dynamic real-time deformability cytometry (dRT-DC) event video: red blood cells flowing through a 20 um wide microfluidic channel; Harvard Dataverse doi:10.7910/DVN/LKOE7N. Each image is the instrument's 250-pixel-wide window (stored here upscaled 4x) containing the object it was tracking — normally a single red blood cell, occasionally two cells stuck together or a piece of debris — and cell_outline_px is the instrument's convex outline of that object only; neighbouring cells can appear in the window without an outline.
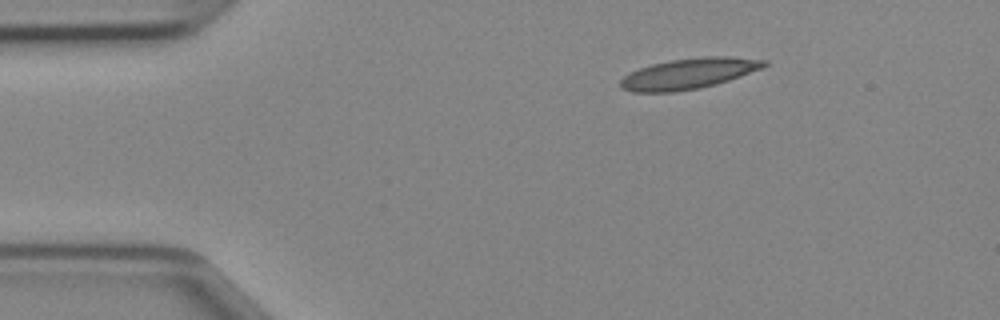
{"species": "Egyptian fruit bat (a non-hibernating species)", "species_latin": "Rousettus aegyptiacus", "temperature_condition": "cold", "stored_images_in_passage": 40, "camera_frame_rate_fps": 3000, "um_per_image_px": 0.085, "animal": {"sex": "female"}, "frame": {"image": 1, "passage_image": 1, "time_ms": 0.0, "image_size_px": [1000, 320], "cell_outline_px": [[768, 64], [764, 68], [716, 84], [700, 88], [672, 92], [632, 92], [620, 88], [620, 80], [628, 72], [652, 64], [672, 60], [700, 56], [728, 56], [768, 60]], "centroid_in_image_um": [58.55, 6.25], "position_along_channel_um": 26.4, "area_um2": 25.84}}
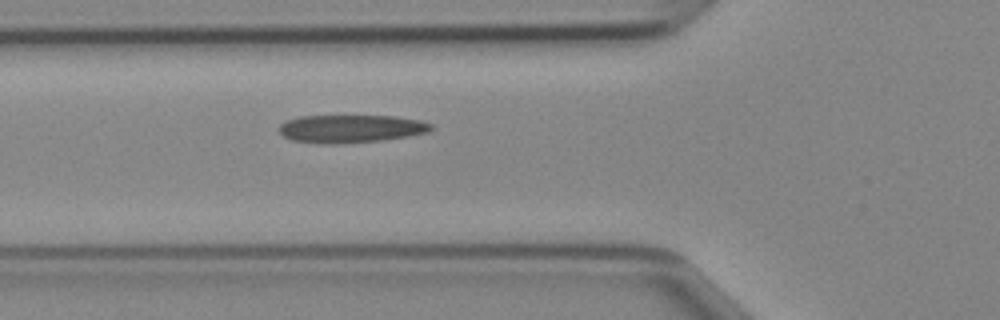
{"frame": {"image": 2, "passage_image": 10, "time_ms": 3.0, "image_size_px": [1000, 320], "cell_outline_px": [[432, 128], [428, 132], [408, 136], [380, 140], [336, 144], [324, 144], [292, 140], [284, 136], [276, 128], [284, 120], [300, 116], [392, 116], [420, 120], [432, 124]], "centroid_in_image_um": [29.76, 10.93], "position_along_channel_um": 96.0, "area_um2": 24.74}}
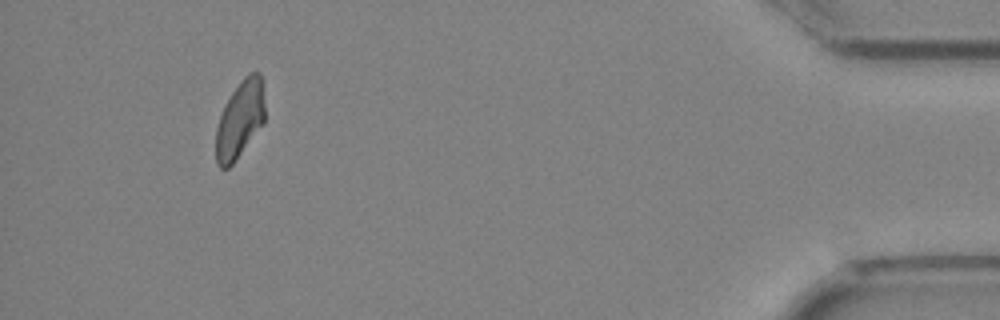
{"frame": {"image": 3, "passage_image": 37, "time_ms": 12.0, "image_size_px": [1000, 320], "cell_outline_px": [[264, 120], [236, 160], [228, 168], [220, 168], [216, 164], [216, 128], [224, 104], [240, 80], [248, 72], [260, 72], [264, 104]], "centroid_in_image_um": [20.36, 10.14], "position_along_channel_um": 414.8, "area_um2": 21.79}}